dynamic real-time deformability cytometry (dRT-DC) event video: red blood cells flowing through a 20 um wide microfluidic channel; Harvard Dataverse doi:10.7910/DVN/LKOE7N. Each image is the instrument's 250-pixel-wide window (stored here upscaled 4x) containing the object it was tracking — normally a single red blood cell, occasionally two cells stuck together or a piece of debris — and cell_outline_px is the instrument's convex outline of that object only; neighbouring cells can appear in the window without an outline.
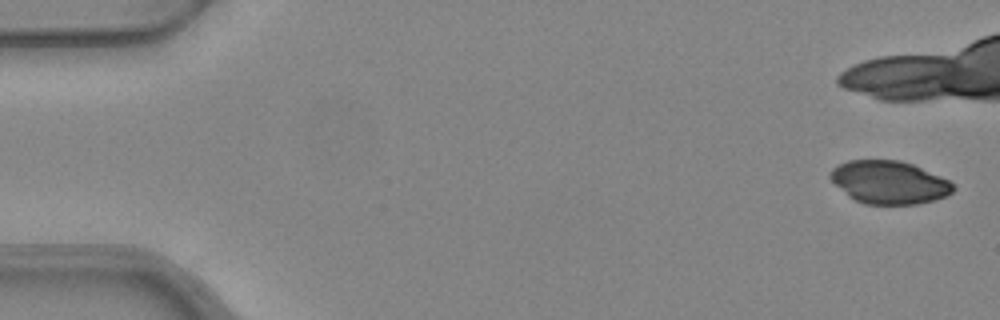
{"species": "common noctule bat (a hibernating species)", "species_latin": "Nyctalus noctula", "temperature_condition": "warm", "stored_images_in_passage": 7, "camera_frame_rate_fps": 3000, "um_per_image_px": 0.085, "animal": {"sex": "female", "body_mass_g": 24.6, "forearm_length_mm": 56.2}, "frame": {"image": 1, "passage_image": 1, "time_ms": 0.0, "image_size_px": [1000, 320], "cell_outline_px": [[956, 188], [948, 196], [936, 200], [916, 204], [864, 204], [848, 196], [828, 176], [828, 172], [832, 168], [848, 160], [900, 160], [912, 164], [940, 176], [948, 180]], "centroid_in_image_um": [75.58, 15.5], "position_along_channel_um": 9.4, "area_um2": 30.75}}